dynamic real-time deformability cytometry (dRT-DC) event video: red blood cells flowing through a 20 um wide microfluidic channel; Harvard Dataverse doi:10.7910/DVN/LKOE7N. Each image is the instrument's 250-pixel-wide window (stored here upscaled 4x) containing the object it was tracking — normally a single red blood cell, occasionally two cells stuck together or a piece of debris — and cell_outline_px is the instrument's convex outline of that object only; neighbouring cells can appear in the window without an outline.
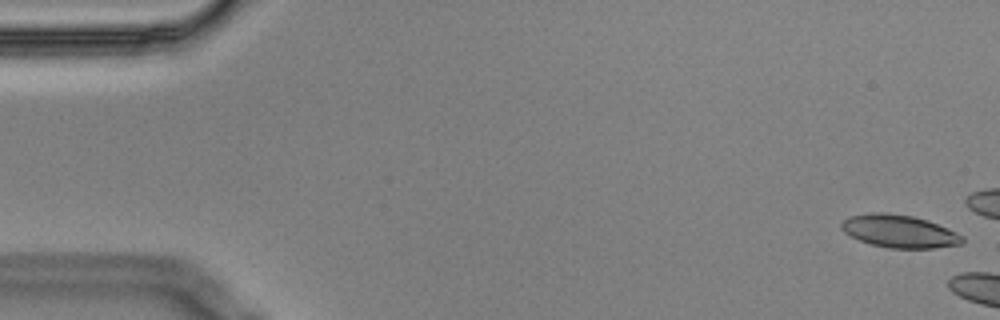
{"species": "Egyptian fruit bat (a non-hibernating species)", "species_latin": "Rousettus aegyptiacus", "temperature_condition": "cold", "stored_images_in_passage": 6, "camera_frame_rate_fps": 3000, "um_per_image_px": 0.085, "animal": {"sex": "male"}, "frame": {"image": 1, "passage_image": 1, "time_ms": 0.0, "image_size_px": [1000, 320], "cell_outline_px": [[964, 240], [960, 244], [932, 248], [892, 248], [872, 244], [860, 240], [844, 232], [840, 228], [840, 224], [848, 216], [872, 212], [884, 212], [912, 216], [928, 220], [956, 232], [964, 236]], "centroid_in_image_um": [76.43, 19.64], "position_along_channel_um": 8.6, "area_um2": 22.95}}